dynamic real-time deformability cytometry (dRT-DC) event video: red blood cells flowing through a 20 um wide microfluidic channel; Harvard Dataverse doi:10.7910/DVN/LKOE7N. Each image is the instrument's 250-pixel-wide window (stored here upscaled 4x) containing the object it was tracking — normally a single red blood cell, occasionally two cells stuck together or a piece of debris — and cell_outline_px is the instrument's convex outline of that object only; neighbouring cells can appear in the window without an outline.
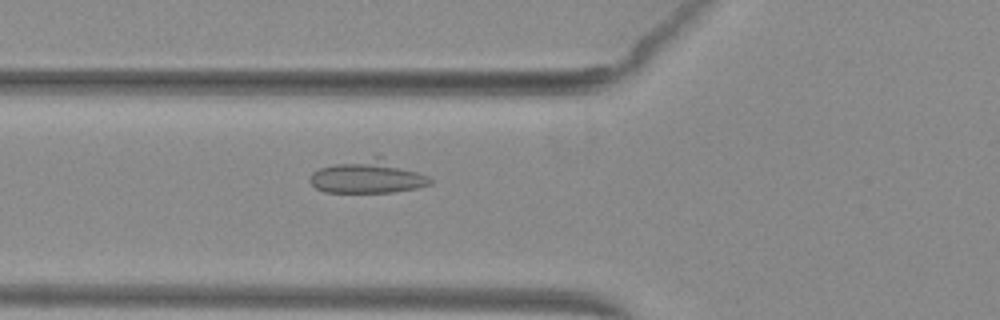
{"species": "common noctule bat (a hibernating species)", "species_latin": "Nyctalus noctula", "temperature_condition": "warm", "stored_images_in_passage": 29, "camera_frame_rate_fps": 3000, "um_per_image_px": 0.085, "animal": {"sex": "female", "body_mass_g": 29.2, "forearm_length_mm": 56.3}, "frame": {"image": 1, "passage_image": 5, "time_ms": 1.333, "image_size_px": [1000, 320], "cell_outline_px": [[432, 184], [416, 188], [392, 192], [324, 192], [316, 188], [308, 180], [312, 172], [320, 168], [336, 164], [376, 156], [380, 156], [428, 176], [432, 180]], "centroid_in_image_um": [31.26, 15.03], "position_along_channel_um": 94.5, "area_um2": 22.83}}
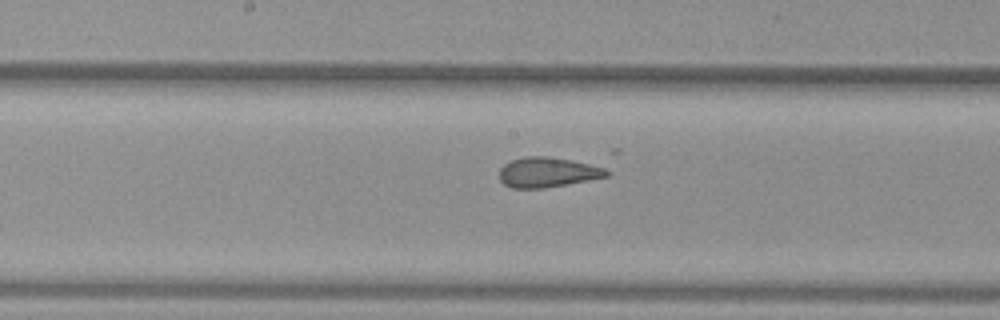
{"frame": {"image": 2, "passage_image": 13, "time_ms": 4.0, "image_size_px": [1000, 320], "cell_outline_px": [[612, 172], [608, 176], [588, 180], [544, 188], [512, 188], [504, 184], [500, 180], [500, 168], [504, 164], [512, 160], [524, 156], [548, 156], [572, 160], [604, 168]], "centroid_in_image_um": [46.53, 14.64], "position_along_channel_um": 201.7, "area_um2": 18.67}}
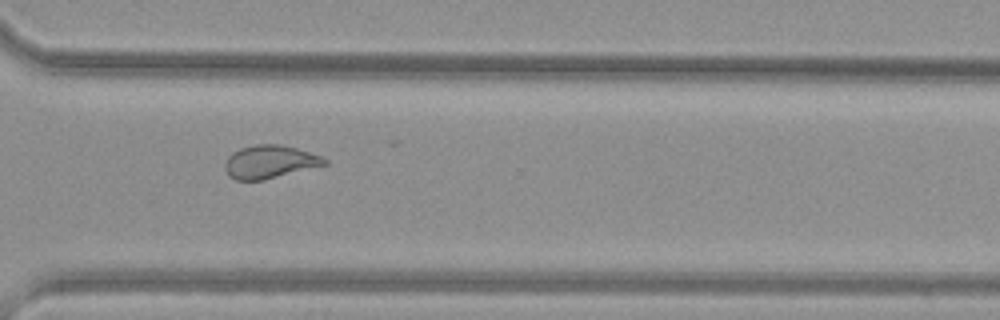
{"frame": {"image": 3, "passage_image": 24, "time_ms": 7.667, "image_size_px": [1000, 320], "cell_outline_px": [[328, 164], [264, 180], [236, 180], [228, 176], [224, 168], [224, 164], [228, 156], [232, 152], [240, 148], [256, 144], [280, 144], [296, 148], [320, 156], [328, 160]], "centroid_in_image_um": [22.89, 13.76], "position_along_channel_um": 347.7, "area_um2": 19.25}}